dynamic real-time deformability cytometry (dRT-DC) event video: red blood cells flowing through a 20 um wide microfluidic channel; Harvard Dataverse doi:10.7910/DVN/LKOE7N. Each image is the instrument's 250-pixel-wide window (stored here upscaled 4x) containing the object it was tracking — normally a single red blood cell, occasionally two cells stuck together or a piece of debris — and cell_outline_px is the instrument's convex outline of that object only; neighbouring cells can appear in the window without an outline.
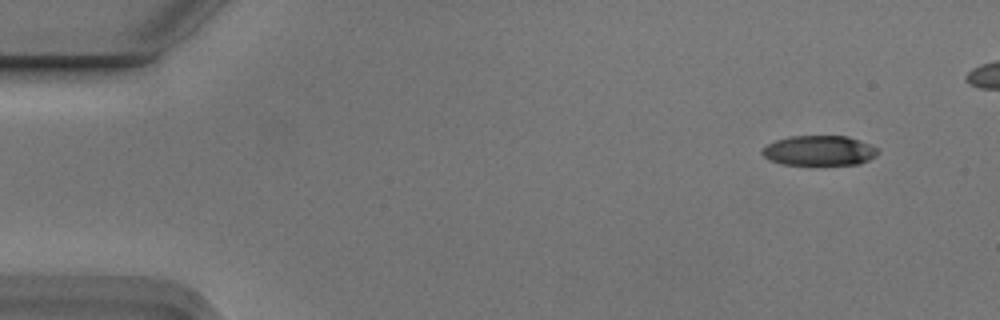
{"species": "Egyptian fruit bat (a non-hibernating species)", "species_latin": "Rousettus aegyptiacus", "temperature_condition": "cold", "stored_images_in_passage": 10, "camera_frame_rate_fps": 3000, "um_per_image_px": 0.085, "animal": {"sex": "male"}, "frame": {"image": 1, "passage_image": 1, "time_ms": 0.0, "image_size_px": [1000, 320], "cell_outline_px": [[880, 152], [876, 156], [860, 164], [780, 164], [764, 156], [760, 152], [768, 144], [776, 140], [792, 136], [848, 136], [860, 140], [880, 148]], "centroid_in_image_um": [69.7, 12.79], "position_along_channel_um": 15.3, "area_um2": 20.17}}
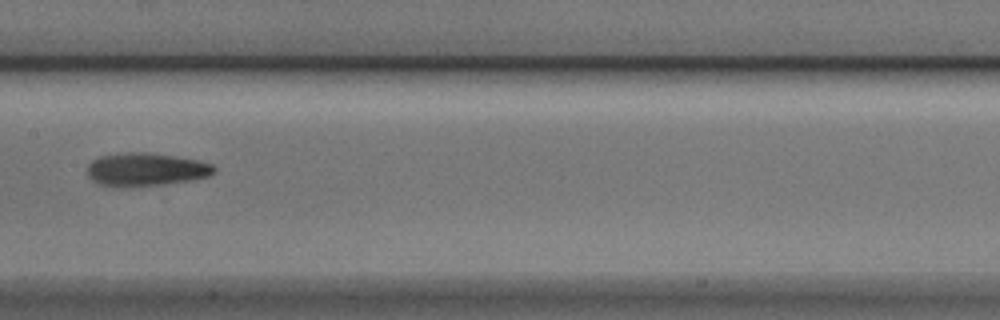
{"frame": {"image": 2, "passage_image": 7, "time_ms": 2.0, "image_size_px": [1000, 320], "cell_outline_px": [[216, 168], [208, 176], [188, 180], [164, 184], [132, 188], [96, 184], [88, 176], [88, 164], [92, 160], [100, 156], [128, 152], [144, 152], [176, 156], [196, 160], [212, 164]], "centroid_in_image_um": [12.34, 14.41], "position_along_channel_um": 195.1, "area_um2": 24.51}}
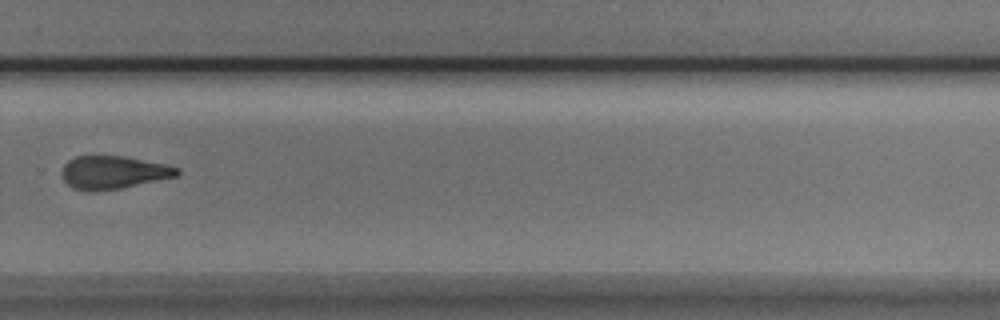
{"frame": {"image": 3, "passage_image": 10, "time_ms": 3.0, "image_size_px": [1000, 320], "cell_outline_px": [[180, 172], [176, 176], [120, 188], [96, 192], [88, 192], [72, 188], [60, 176], [60, 172], [64, 164], [68, 160], [76, 156], [124, 156], [164, 164], [180, 168]], "centroid_in_image_um": [9.56, 14.66], "position_along_channel_um": 320.2, "area_um2": 22.25}}